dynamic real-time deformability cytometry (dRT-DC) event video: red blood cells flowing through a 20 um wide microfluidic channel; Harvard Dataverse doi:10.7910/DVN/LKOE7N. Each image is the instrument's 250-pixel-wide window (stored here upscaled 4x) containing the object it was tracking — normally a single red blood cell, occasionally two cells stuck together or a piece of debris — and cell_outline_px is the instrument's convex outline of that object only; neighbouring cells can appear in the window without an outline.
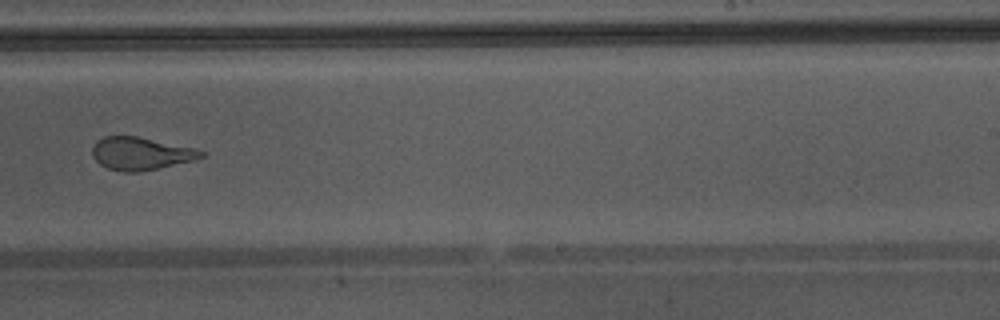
{"species": "Egyptian fruit bat (a non-hibernating species)", "species_latin": "Rousettus aegyptiacus", "temperature_condition": "warm", "stored_images_in_passage": 39, "camera_frame_rate_fps": 3000, "um_per_image_px": 0.085, "animal": {"sex": "male"}, "frame": {"image": 1, "passage_image": 23, "time_ms": 7.333, "image_size_px": [1000, 320], "cell_outline_px": [[204, 156], [192, 160], [140, 172], [124, 172], [108, 168], [100, 164], [92, 156], [92, 148], [104, 136], [136, 136], [196, 148], [204, 152]], "centroid_in_image_um": [11.96, 13.05], "position_along_channel_um": 277.0, "area_um2": 20.46}, "authors_computed_cell_mechanics": {"area_um2": 24.565, "velocity_mm_per_s": 4.4119, "shape_relaxation_time_tau1_ms": 10.5255, "shape_relaxation_time_tau2_ms": 0.889, "deformation_change_tau1": 0.2961, "deformation_change_tau2": 0.0979}}